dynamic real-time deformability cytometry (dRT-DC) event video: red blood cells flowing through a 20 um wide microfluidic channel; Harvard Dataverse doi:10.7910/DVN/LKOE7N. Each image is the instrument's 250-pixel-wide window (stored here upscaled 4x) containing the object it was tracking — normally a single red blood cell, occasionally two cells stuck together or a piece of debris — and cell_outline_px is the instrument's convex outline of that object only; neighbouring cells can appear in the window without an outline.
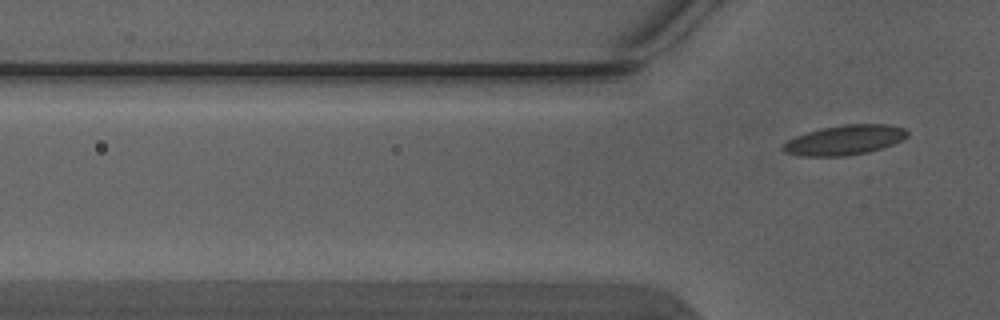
{"species": "Egyptian fruit bat (a non-hibernating species)", "species_latin": "Rousettus aegyptiacus", "temperature_condition": "warm", "stored_images_in_passage": 5, "camera_frame_rate_fps": 3000, "um_per_image_px": 0.085, "animal": {"sex": "male"}, "frame": {"image": 1, "passage_image": 5, "time_ms": 1.333, "image_size_px": [1000, 320], "cell_outline_px": [[908, 136], [892, 144], [868, 152], [844, 156], [800, 156], [784, 152], [780, 148], [788, 140], [796, 136], [820, 128], [844, 124], [888, 124], [904, 128], [908, 132]], "centroid_in_image_um": [71.77, 11.9], "position_along_channel_um": 54.0, "area_um2": 21.5}}